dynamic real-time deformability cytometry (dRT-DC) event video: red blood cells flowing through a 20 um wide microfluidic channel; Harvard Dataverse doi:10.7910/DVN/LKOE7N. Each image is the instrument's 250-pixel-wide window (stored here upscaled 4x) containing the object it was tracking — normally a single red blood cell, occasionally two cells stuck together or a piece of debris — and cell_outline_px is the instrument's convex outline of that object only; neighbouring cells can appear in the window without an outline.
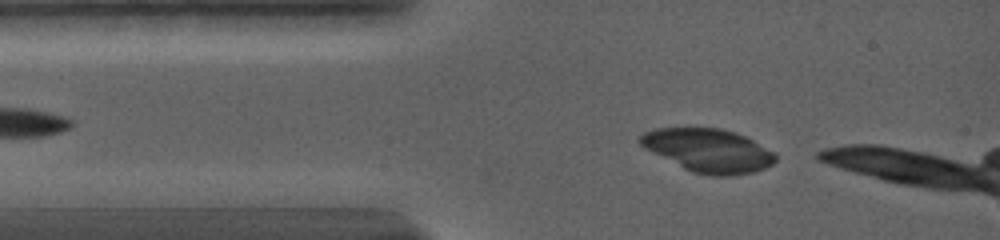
{"species": "common noctule bat (a hibernating species)", "species_latin": "Nyctalus noctula", "temperature_condition": "warm", "stored_images_in_passage": 8, "camera_frame_rate_fps": 5000, "um_per_image_px": 0.085, "animal": {"sex": "female", "body_mass_g": 19.0, "forearm_length_mm": 56.7}, "frame": {"image": 1, "passage_image": 2, "time_ms": 0.4, "image_size_px": [1000, 240], "cell_outline_px": [[776, 160], [772, 164], [764, 168], [752, 172], [732, 176], [712, 176], [692, 172], [644, 148], [636, 140], [644, 132], [656, 128], [688, 124], [720, 128], [736, 132], [776, 152]], "centroid_in_image_um": [60.16, 12.73], "position_along_channel_um": 24.8, "area_um2": 35.08}}